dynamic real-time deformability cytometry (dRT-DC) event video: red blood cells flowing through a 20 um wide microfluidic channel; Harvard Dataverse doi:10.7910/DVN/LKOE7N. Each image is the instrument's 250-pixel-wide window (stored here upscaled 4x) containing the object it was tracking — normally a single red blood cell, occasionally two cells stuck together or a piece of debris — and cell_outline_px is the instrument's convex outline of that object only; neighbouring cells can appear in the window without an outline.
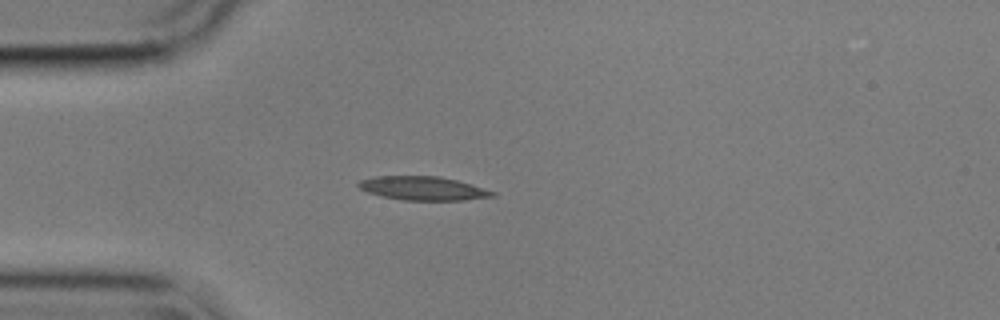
{"species": "common noctule bat (a hibernating species)", "species_latin": "Nyctalus noctula", "temperature_condition": "cold", "stored_images_in_passage": 20, "camera_frame_rate_fps": 3000, "um_per_image_px": 0.085, "animal": {"sex": "male", "body_mass_g": 17.9}, "frame": {"image": 1, "passage_image": 6, "time_ms": 1.667, "image_size_px": [1000, 320], "cell_outline_px": [[496, 196], [464, 200], [404, 200], [384, 196], [368, 192], [360, 188], [356, 184], [360, 180], [376, 176], [440, 176], [456, 180], [496, 192]], "centroid_in_image_um": [35.96, 16.0], "position_along_channel_um": 49.0, "area_um2": 18.32}}
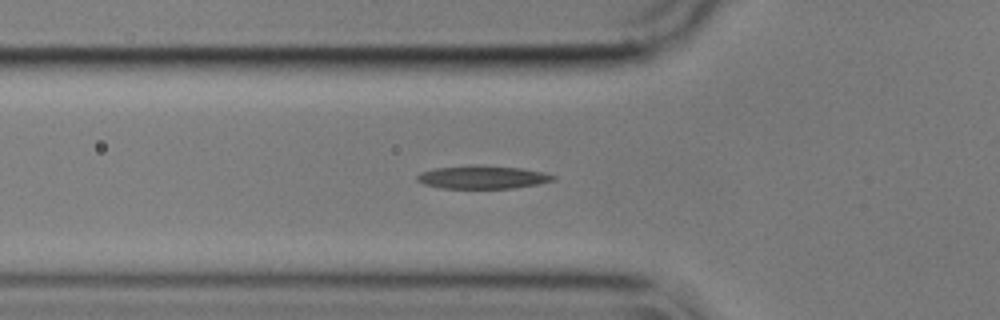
{"frame": {"image": 2, "passage_image": 10, "time_ms": 3.0, "image_size_px": [1000, 320], "cell_outline_px": [[556, 180], [536, 184], [512, 188], [440, 188], [424, 184], [416, 180], [416, 176], [420, 172], [436, 168], [472, 164], [480, 164], [520, 168], [544, 172], [556, 176]], "centroid_in_image_um": [41.0, 15.04], "position_along_channel_um": 84.8, "area_um2": 18.5}}
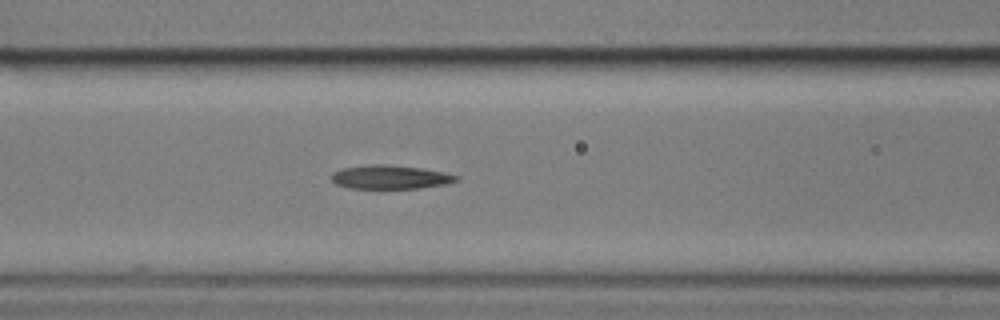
{"frame": {"image": 3, "passage_image": 14, "time_ms": 4.333, "image_size_px": [1000, 320], "cell_outline_px": [[460, 180], [444, 184], [420, 188], [348, 188], [336, 184], [332, 180], [332, 172], [340, 168], [372, 164], [388, 164], [424, 168], [444, 172], [460, 176]], "centroid_in_image_um": [33.18, 15.04], "position_along_channel_um": 133.4, "area_um2": 17.46}}